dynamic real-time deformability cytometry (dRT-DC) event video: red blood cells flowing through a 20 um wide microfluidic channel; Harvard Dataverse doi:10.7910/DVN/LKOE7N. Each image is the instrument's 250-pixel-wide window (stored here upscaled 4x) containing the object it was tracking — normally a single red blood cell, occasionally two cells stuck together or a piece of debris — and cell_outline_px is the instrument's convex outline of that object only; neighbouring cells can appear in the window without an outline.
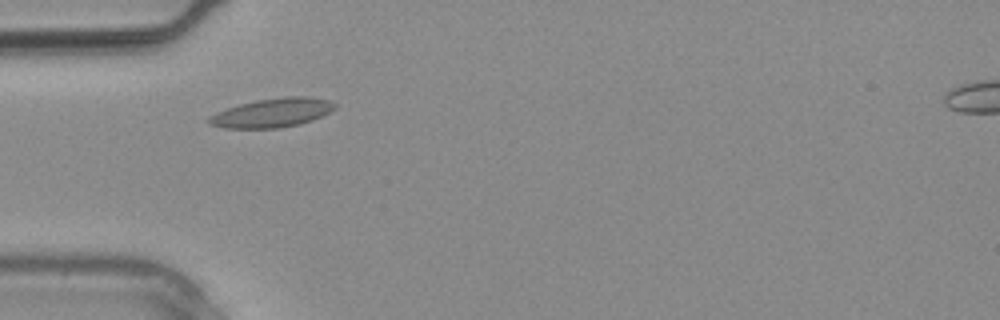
{"species": "common noctule bat (a hibernating species)", "species_latin": "Nyctalus noctula", "temperature_condition": "warm", "stored_images_in_passage": 3, "camera_frame_rate_fps": 3000, "um_per_image_px": 0.085, "animal": {"sex": "male", "body_mass_g": 20.4}, "frame": {"image": 1, "passage_image": 3, "time_ms": 0.667, "image_size_px": [1000, 320], "cell_outline_px": [[336, 108], [312, 120], [300, 124], [280, 128], [224, 128], [208, 124], [204, 120], [208, 116], [216, 112], [240, 104], [256, 100], [284, 96], [308, 96], [328, 100], [336, 104]], "centroid_in_image_um": [23.09, 9.59], "position_along_channel_um": 61.9, "area_um2": 21.39}}